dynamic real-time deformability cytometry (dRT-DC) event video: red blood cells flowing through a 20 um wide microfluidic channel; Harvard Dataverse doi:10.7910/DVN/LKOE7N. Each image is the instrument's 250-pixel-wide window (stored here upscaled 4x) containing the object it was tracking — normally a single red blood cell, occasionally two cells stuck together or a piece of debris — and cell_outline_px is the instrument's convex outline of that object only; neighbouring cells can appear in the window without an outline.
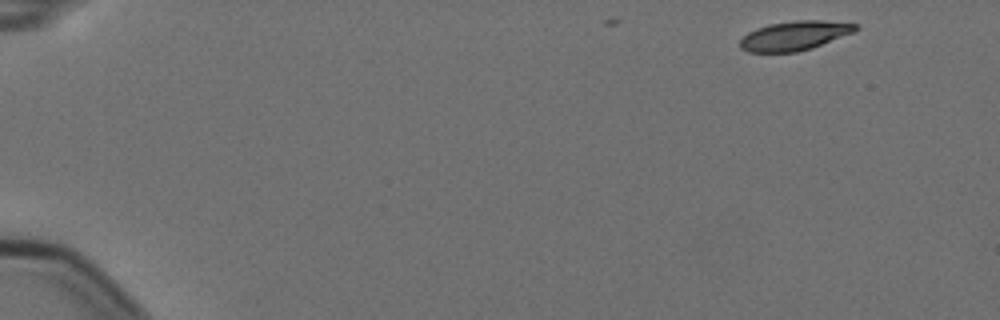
{"species": "Egyptian fruit bat (a non-hibernating species)", "species_latin": "Rousettus aegyptiacus", "temperature_condition": "cold", "stored_images_in_passage": 3, "camera_frame_rate_fps": 3000, "um_per_image_px": 0.085, "animal": {"sex": "female"}, "frame": {"image": 1, "passage_image": 1, "time_ms": 0.0, "image_size_px": [1000, 320], "cell_outline_px": [[860, 28], [856, 32], [812, 48], [796, 52], [748, 52], [740, 48], [740, 40], [748, 32], [756, 28], [768, 24], [796, 20], [820, 20], [860, 24]], "centroid_in_image_um": [67.58, 3.02], "position_along_channel_um": 17.4, "area_um2": 19.94}}